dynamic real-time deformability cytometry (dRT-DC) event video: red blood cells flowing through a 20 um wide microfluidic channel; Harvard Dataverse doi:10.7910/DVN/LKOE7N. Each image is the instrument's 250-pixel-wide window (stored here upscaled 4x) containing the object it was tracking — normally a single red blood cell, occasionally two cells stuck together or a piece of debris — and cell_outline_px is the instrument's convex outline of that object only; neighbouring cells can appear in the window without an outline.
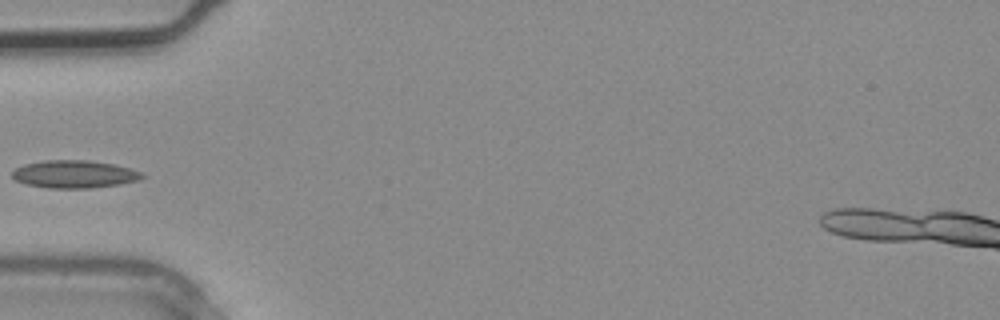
{"species": "common noctule bat (a hibernating species)", "species_latin": "Nyctalus noctula", "temperature_condition": "warm", "stored_images_in_passage": 3, "camera_frame_rate_fps": 3000, "um_per_image_px": 0.085, "animal": {"sex": "male", "body_mass_g": 20.4}, "frame": {"image": 1, "passage_image": 3, "time_ms": 0.667, "image_size_px": [1000, 320], "cell_outline_px": [[144, 176], [140, 180], [120, 184], [92, 188], [48, 188], [28, 184], [16, 180], [12, 176], [12, 172], [16, 168], [24, 164], [44, 160], [88, 160], [116, 164], [132, 168], [144, 172]], "centroid_in_image_um": [6.38, 14.8], "position_along_channel_um": 78.6, "area_um2": 21.15}}